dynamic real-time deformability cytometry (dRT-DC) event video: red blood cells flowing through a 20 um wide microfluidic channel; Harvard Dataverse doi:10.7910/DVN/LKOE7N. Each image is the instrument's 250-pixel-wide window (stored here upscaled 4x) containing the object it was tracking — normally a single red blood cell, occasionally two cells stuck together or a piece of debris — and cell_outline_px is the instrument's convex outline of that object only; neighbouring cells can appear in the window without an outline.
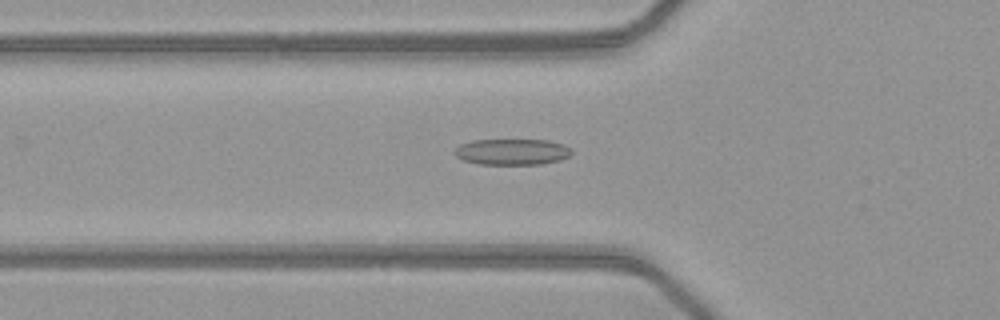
{"species": "common noctule bat (a hibernating species)", "species_latin": "Nyctalus noctula", "temperature_condition": "warm", "stored_images_in_passage": 50, "camera_frame_rate_fps": 3000, "um_per_image_px": 0.085, "animal": {"sex": "female", "body_mass_g": 21.9}, "frame": {"image": 1, "passage_image": 18, "time_ms": 5.667, "image_size_px": [1000, 320], "cell_outline_px": [[572, 152], [568, 156], [560, 160], [540, 164], [480, 164], [464, 160], [456, 156], [456, 148], [460, 144], [472, 140], [548, 140], [564, 144], [572, 148]], "centroid_in_image_um": [43.56, 12.9], "position_along_channel_um": 82.2, "area_um2": 17.69}}
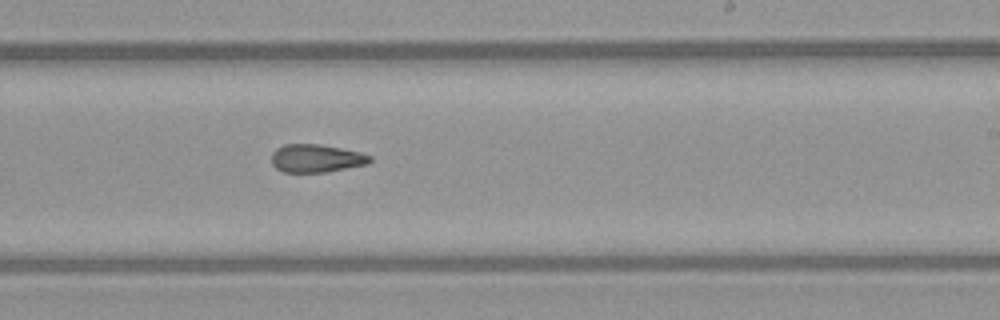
{"frame": {"image": 2, "passage_image": 31, "time_ms": 10.0, "image_size_px": [1000, 320], "cell_outline_px": [[372, 160], [368, 164], [328, 172], [284, 172], [276, 168], [272, 164], [272, 152], [276, 148], [284, 144], [320, 144], [360, 152], [372, 156]], "centroid_in_image_um": [26.89, 13.46], "position_along_channel_um": 262.1, "area_um2": 16.18}}
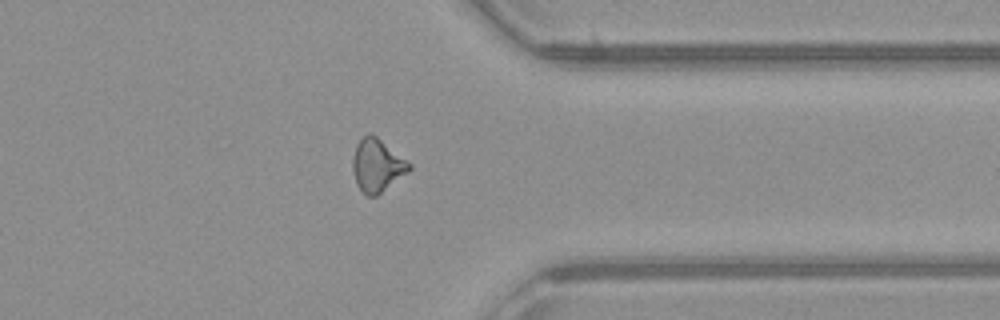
{"frame": {"image": 3, "passage_image": 40, "time_ms": 13.0, "image_size_px": [1000, 320], "cell_outline_px": [[412, 168], [408, 172], [376, 196], [368, 196], [356, 184], [352, 168], [352, 160], [356, 144], [368, 132], [372, 132], [408, 160], [412, 164]], "centroid_in_image_um": [32.07, 14.02], "position_along_channel_um": 379.3, "area_um2": 17.51}, "authors_computed_cell_mechanics": {"area_um2": 17.1666, "velocity_mm_per_s": 4.1129, "shape_relaxation_time_tau1_ms": null, "shape_relaxation_time_tau2_ms": 2.9825, "deformation_change_tau1": null, "deformation_change_tau2": 0.1208}}